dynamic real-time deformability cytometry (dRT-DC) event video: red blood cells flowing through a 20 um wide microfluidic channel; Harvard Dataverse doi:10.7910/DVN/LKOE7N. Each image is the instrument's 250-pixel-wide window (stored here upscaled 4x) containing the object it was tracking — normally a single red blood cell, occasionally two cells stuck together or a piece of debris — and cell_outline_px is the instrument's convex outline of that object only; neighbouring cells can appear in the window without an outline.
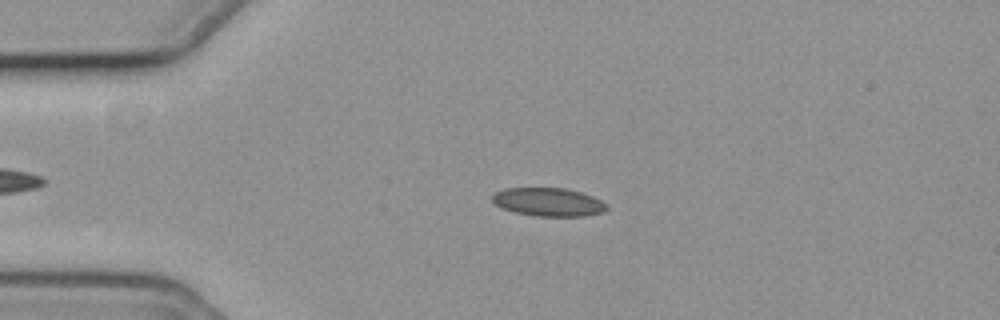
{"species": "common noctule bat (a hibernating species)", "species_latin": "Nyctalus noctula", "temperature_condition": "cold", "stored_images_in_passage": 43, "camera_frame_rate_fps": 3000, "um_per_image_px": 0.085, "animal": {"sex": "female", "body_mass_g": 19.3, "forearm_length_mm": 54.1}, "frame": {"image": 1, "passage_image": 6, "time_ms": 1.667, "image_size_px": [1000, 320], "cell_outline_px": [[608, 208], [604, 212], [584, 216], [536, 216], [516, 212], [500, 208], [492, 200], [492, 196], [496, 192], [504, 188], [564, 188], [580, 192], [592, 196], [608, 204]], "centroid_in_image_um": [46.63, 17.17], "position_along_channel_um": 38.4, "area_um2": 18.9}}
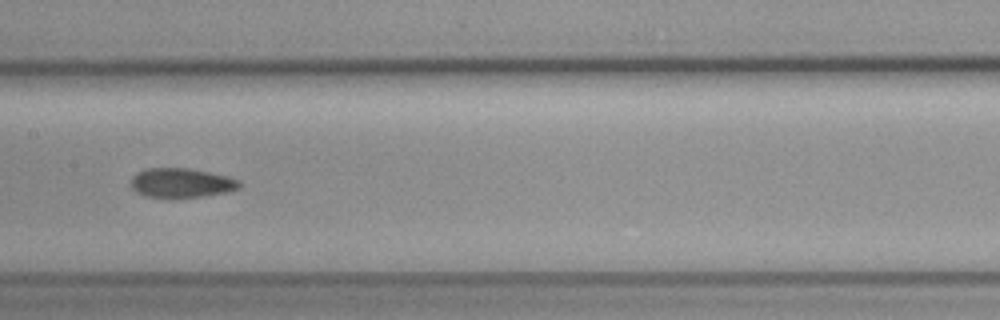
{"frame": {"image": 2, "passage_image": 21, "time_ms": 6.667, "image_size_px": [1000, 320], "cell_outline_px": [[240, 188], [228, 192], [172, 200], [144, 196], [136, 192], [132, 188], [132, 176], [136, 172], [144, 168], [188, 168], [228, 176], [240, 180]], "centroid_in_image_um": [15.38, 15.57], "position_along_channel_um": 192.0, "area_um2": 19.13}}
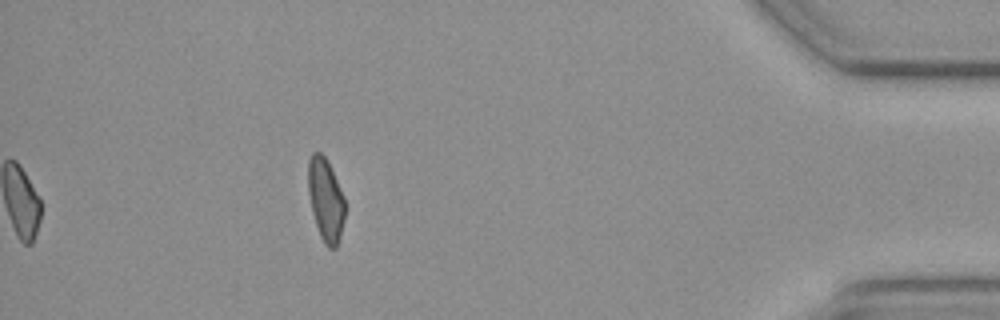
{"frame": {"image": 3, "passage_image": 43, "time_ms": 14.0, "image_size_px": [1000, 320], "cell_outline_px": [[344, 220], [340, 236], [336, 248], [328, 248], [324, 244], [320, 236], [312, 212], [308, 192], [308, 160], [312, 152], [320, 152], [328, 160], [344, 196]], "centroid_in_image_um": [27.67, 16.96], "position_along_channel_um": 407.5, "area_um2": 17.86}, "authors_computed_cell_mechanics": {"area_um2": 18.6694, "velocity_mm_per_s": 3.7168, "shape_relaxation_time_tau1_ms": 8.7873, "shape_relaxation_time_tau2_ms": 2.2906, "deformation_change_tau1": 0.1273, "deformation_change_tau2": 0.0621}}